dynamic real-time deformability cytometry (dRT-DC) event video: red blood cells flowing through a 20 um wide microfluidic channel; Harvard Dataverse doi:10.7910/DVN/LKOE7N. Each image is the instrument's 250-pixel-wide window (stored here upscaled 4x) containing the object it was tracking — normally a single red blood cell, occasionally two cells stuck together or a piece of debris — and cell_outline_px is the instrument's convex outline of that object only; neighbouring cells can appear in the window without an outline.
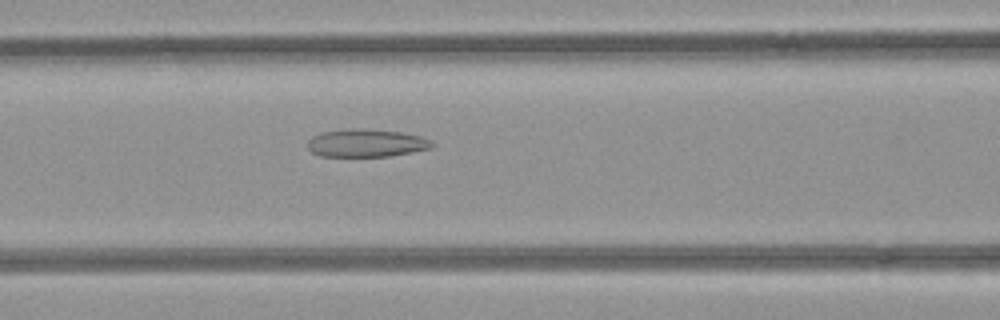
{"species": "common noctule bat (a hibernating species)", "species_latin": "Nyctalus noctula", "temperature_condition": "room temperature", "stored_images_in_passage": 35, "camera_frame_rate_fps": 3000, "um_per_image_px": 0.085, "animal": {"sex": "female", "body_mass_g": 21.9}, "frame": {"image": 1, "passage_image": 10, "time_ms": 3.0, "image_size_px": [1000, 320], "cell_outline_px": [[436, 144], [432, 148], [412, 152], [388, 156], [320, 156], [312, 152], [308, 148], [308, 140], [312, 136], [320, 132], [344, 128], [364, 128], [400, 132], [420, 136], [432, 140]], "centroid_in_image_um": [31.13, 12.14], "position_along_channel_um": 135.5, "area_um2": 20.46}}
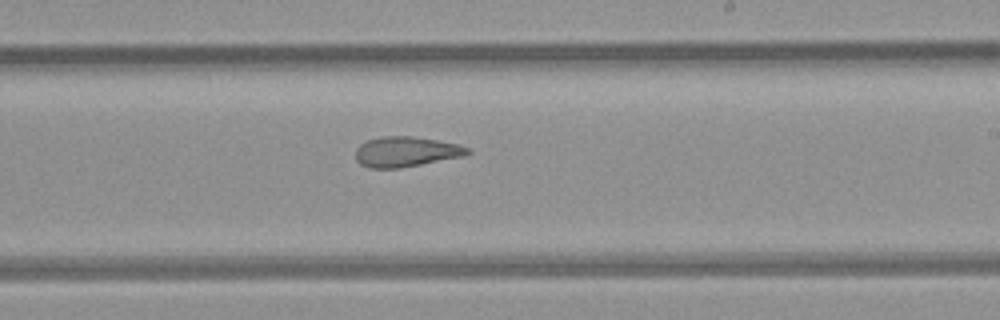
{"frame": {"image": 2, "passage_image": 19, "time_ms": 6.0, "image_size_px": [1000, 320], "cell_outline_px": [[472, 152], [460, 156], [400, 168], [368, 168], [360, 164], [356, 160], [356, 148], [360, 144], [368, 140], [384, 136], [412, 136], [460, 144], [468, 148]], "centroid_in_image_um": [34.47, 12.89], "position_along_channel_um": 254.5, "area_um2": 19.48}}
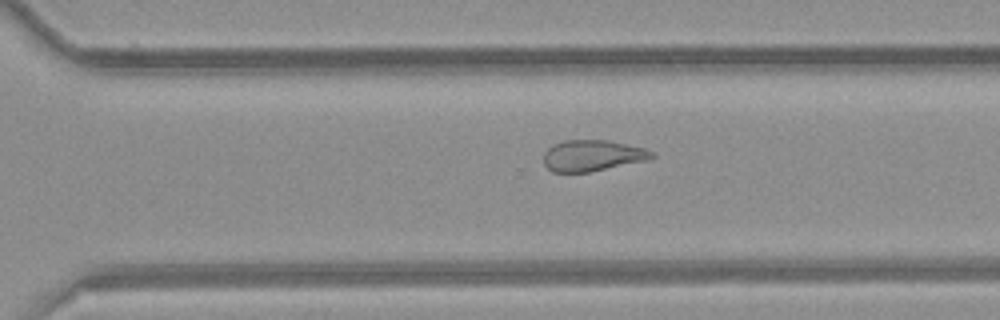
{"frame": {"image": 3, "passage_image": 24, "time_ms": 7.667, "image_size_px": [1000, 320], "cell_outline_px": [[656, 156], [644, 160], [588, 172], [552, 172], [544, 164], [544, 152], [552, 144], [564, 140], [608, 140], [644, 148], [656, 152]], "centroid_in_image_um": [50.32, 13.21], "position_along_channel_um": 320.3, "area_um2": 19.48}, "authors_computed_cell_mechanics": {"area_um2": 20.9236, "velocity_mm_per_s": 3.9684, "shape_relaxation_time_tau1_ms": null, "shape_relaxation_time_tau2_ms": 3.3706, "deformation_change_tau1": null, "deformation_change_tau2": 0.1229}}